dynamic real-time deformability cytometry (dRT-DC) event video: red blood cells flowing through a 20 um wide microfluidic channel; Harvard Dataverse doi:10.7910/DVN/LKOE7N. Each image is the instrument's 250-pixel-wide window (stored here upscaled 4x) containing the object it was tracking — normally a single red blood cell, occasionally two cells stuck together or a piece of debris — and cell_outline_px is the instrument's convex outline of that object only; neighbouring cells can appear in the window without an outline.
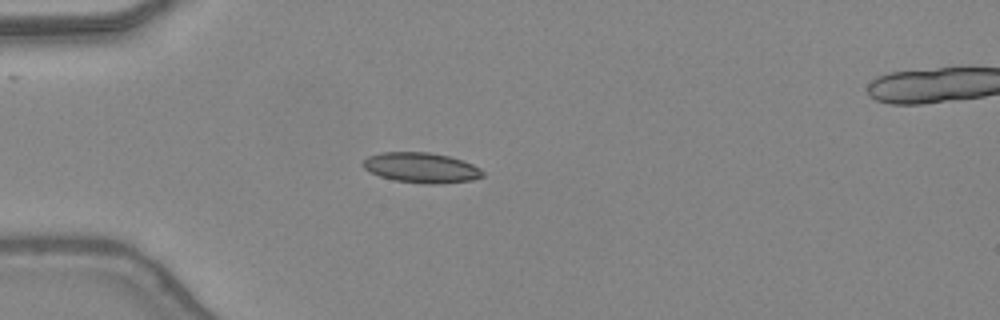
{"species": "common noctule bat (a hibernating species)", "species_latin": "Nyctalus noctula", "temperature_condition": "warm", "stored_images_in_passage": 34, "camera_frame_rate_fps": 3000, "um_per_image_px": 0.085, "animal": {"sex": "female", "body_mass_g": 24.6, "forearm_length_mm": 56.2}, "frame": {"image": 1, "passage_image": 1, "time_ms": 0.0, "image_size_px": [1000, 320], "cell_outline_px": [[484, 176], [472, 180], [440, 184], [424, 184], [396, 180], [380, 176], [364, 168], [360, 164], [368, 156], [380, 152], [428, 152], [448, 156], [472, 164], [480, 168], [484, 172]], "centroid_in_image_um": [35.81, 14.25], "position_along_channel_um": 49.2, "area_um2": 21.04}}
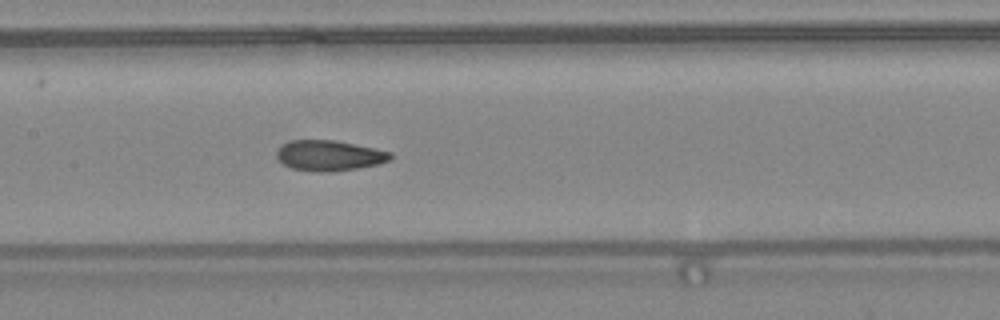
{"frame": {"image": 2, "passage_image": 11, "time_ms": 3.333, "image_size_px": [1000, 320], "cell_outline_px": [[392, 156], [388, 160], [380, 164], [332, 172], [316, 172], [292, 168], [284, 164], [276, 156], [276, 152], [280, 144], [288, 140], [336, 140], [376, 148], [392, 152]], "centroid_in_image_um": [27.97, 13.21], "position_along_channel_um": 179.4, "area_um2": 20.4}}
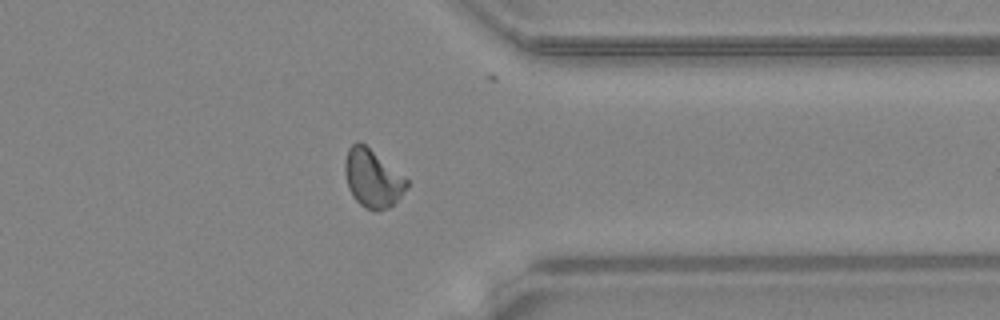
{"frame": {"image": 3, "passage_image": 25, "time_ms": 8.0, "image_size_px": [1000, 320], "cell_outline_px": [[408, 184], [400, 196], [388, 208], [376, 212], [372, 212], [364, 208], [352, 196], [348, 188], [344, 172], [344, 160], [348, 148], [356, 140], [360, 140], [408, 180]], "centroid_in_image_um": [31.61, 15.16], "position_along_channel_um": 379.8, "area_um2": 20.92}, "authors_computed_cell_mechanics": {"area_um2": 20.23, "velocity_mm_per_s": 4.4298, "shape_relaxation_time_tau1_ms": 8.7412, "shape_relaxation_time_tau2_ms": 1.4567, "deformation_change_tau1": 0.2014, "deformation_change_tau2": 0.0764}}